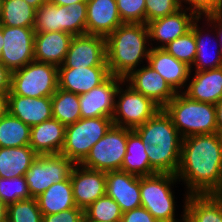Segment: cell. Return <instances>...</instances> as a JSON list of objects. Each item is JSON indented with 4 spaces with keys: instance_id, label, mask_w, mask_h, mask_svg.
<instances>
[{
    "instance_id": "6da1fadb",
    "label": "cell",
    "mask_w": 222,
    "mask_h": 222,
    "mask_svg": "<svg viewBox=\"0 0 222 222\" xmlns=\"http://www.w3.org/2000/svg\"><path fill=\"white\" fill-rule=\"evenodd\" d=\"M176 176L189 194H222V135L219 133L182 138ZM186 182V183H185Z\"/></svg>"
},
{
    "instance_id": "7a4b0ae2",
    "label": "cell",
    "mask_w": 222,
    "mask_h": 222,
    "mask_svg": "<svg viewBox=\"0 0 222 222\" xmlns=\"http://www.w3.org/2000/svg\"><path fill=\"white\" fill-rule=\"evenodd\" d=\"M147 24L122 23L106 38L107 66L111 75L125 78L149 57ZM148 43V44H147ZM147 45V46H146Z\"/></svg>"
},
{
    "instance_id": "3957f363",
    "label": "cell",
    "mask_w": 222,
    "mask_h": 222,
    "mask_svg": "<svg viewBox=\"0 0 222 222\" xmlns=\"http://www.w3.org/2000/svg\"><path fill=\"white\" fill-rule=\"evenodd\" d=\"M182 138L217 133L215 105L176 93L163 108Z\"/></svg>"
},
{
    "instance_id": "277c9868",
    "label": "cell",
    "mask_w": 222,
    "mask_h": 222,
    "mask_svg": "<svg viewBox=\"0 0 222 222\" xmlns=\"http://www.w3.org/2000/svg\"><path fill=\"white\" fill-rule=\"evenodd\" d=\"M176 174L156 173L140 176L141 206L147 209L158 222H185V202L181 221L175 219V195L172 187Z\"/></svg>"
},
{
    "instance_id": "5b68a950",
    "label": "cell",
    "mask_w": 222,
    "mask_h": 222,
    "mask_svg": "<svg viewBox=\"0 0 222 222\" xmlns=\"http://www.w3.org/2000/svg\"><path fill=\"white\" fill-rule=\"evenodd\" d=\"M86 11V2L60 6L46 1L36 10L34 32L63 31L73 36L86 34Z\"/></svg>"
},
{
    "instance_id": "8992f818",
    "label": "cell",
    "mask_w": 222,
    "mask_h": 222,
    "mask_svg": "<svg viewBox=\"0 0 222 222\" xmlns=\"http://www.w3.org/2000/svg\"><path fill=\"white\" fill-rule=\"evenodd\" d=\"M58 89V67L32 61L12 72L11 90L7 95L31 98L51 97Z\"/></svg>"
},
{
    "instance_id": "52a82bcc",
    "label": "cell",
    "mask_w": 222,
    "mask_h": 222,
    "mask_svg": "<svg viewBox=\"0 0 222 222\" xmlns=\"http://www.w3.org/2000/svg\"><path fill=\"white\" fill-rule=\"evenodd\" d=\"M113 125L112 118H81L66 126L61 154L80 164L89 154L92 146L100 140Z\"/></svg>"
},
{
    "instance_id": "ba28073f",
    "label": "cell",
    "mask_w": 222,
    "mask_h": 222,
    "mask_svg": "<svg viewBox=\"0 0 222 222\" xmlns=\"http://www.w3.org/2000/svg\"><path fill=\"white\" fill-rule=\"evenodd\" d=\"M126 145L127 128L112 125L80 164L85 168L104 172L121 170Z\"/></svg>"
},
{
    "instance_id": "9c48e42d",
    "label": "cell",
    "mask_w": 222,
    "mask_h": 222,
    "mask_svg": "<svg viewBox=\"0 0 222 222\" xmlns=\"http://www.w3.org/2000/svg\"><path fill=\"white\" fill-rule=\"evenodd\" d=\"M74 166L75 163L61 153L38 155L25 174L31 197L37 198L53 183L68 179Z\"/></svg>"
},
{
    "instance_id": "30bf717a",
    "label": "cell",
    "mask_w": 222,
    "mask_h": 222,
    "mask_svg": "<svg viewBox=\"0 0 222 222\" xmlns=\"http://www.w3.org/2000/svg\"><path fill=\"white\" fill-rule=\"evenodd\" d=\"M121 84L116 94L113 125L134 130L152 118L161 108L150 98Z\"/></svg>"
},
{
    "instance_id": "8fae6325",
    "label": "cell",
    "mask_w": 222,
    "mask_h": 222,
    "mask_svg": "<svg viewBox=\"0 0 222 222\" xmlns=\"http://www.w3.org/2000/svg\"><path fill=\"white\" fill-rule=\"evenodd\" d=\"M33 27L3 26V42L0 61L12 73L34 61Z\"/></svg>"
},
{
    "instance_id": "7c38bea8",
    "label": "cell",
    "mask_w": 222,
    "mask_h": 222,
    "mask_svg": "<svg viewBox=\"0 0 222 222\" xmlns=\"http://www.w3.org/2000/svg\"><path fill=\"white\" fill-rule=\"evenodd\" d=\"M124 78L111 75L98 87L79 95L81 118H112L115 111L116 94Z\"/></svg>"
},
{
    "instance_id": "4fadbf2b",
    "label": "cell",
    "mask_w": 222,
    "mask_h": 222,
    "mask_svg": "<svg viewBox=\"0 0 222 222\" xmlns=\"http://www.w3.org/2000/svg\"><path fill=\"white\" fill-rule=\"evenodd\" d=\"M63 65L67 68L107 66L106 38L92 34L74 36Z\"/></svg>"
},
{
    "instance_id": "5bb4252c",
    "label": "cell",
    "mask_w": 222,
    "mask_h": 222,
    "mask_svg": "<svg viewBox=\"0 0 222 222\" xmlns=\"http://www.w3.org/2000/svg\"><path fill=\"white\" fill-rule=\"evenodd\" d=\"M124 82L134 91L150 98L161 109L176 95L165 79L148 64L131 71Z\"/></svg>"
},
{
    "instance_id": "9a60e30c",
    "label": "cell",
    "mask_w": 222,
    "mask_h": 222,
    "mask_svg": "<svg viewBox=\"0 0 222 222\" xmlns=\"http://www.w3.org/2000/svg\"><path fill=\"white\" fill-rule=\"evenodd\" d=\"M70 179L74 201L77 207L85 210L99 197L106 195V172L93 170L75 164Z\"/></svg>"
},
{
    "instance_id": "2e32d148",
    "label": "cell",
    "mask_w": 222,
    "mask_h": 222,
    "mask_svg": "<svg viewBox=\"0 0 222 222\" xmlns=\"http://www.w3.org/2000/svg\"><path fill=\"white\" fill-rule=\"evenodd\" d=\"M111 76L108 66L81 68L58 67V88L81 95L98 87Z\"/></svg>"
},
{
    "instance_id": "e0dca14e",
    "label": "cell",
    "mask_w": 222,
    "mask_h": 222,
    "mask_svg": "<svg viewBox=\"0 0 222 222\" xmlns=\"http://www.w3.org/2000/svg\"><path fill=\"white\" fill-rule=\"evenodd\" d=\"M106 195L119 204L123 213L141 207L140 176L122 170L106 172Z\"/></svg>"
},
{
    "instance_id": "ac0fdd59",
    "label": "cell",
    "mask_w": 222,
    "mask_h": 222,
    "mask_svg": "<svg viewBox=\"0 0 222 222\" xmlns=\"http://www.w3.org/2000/svg\"><path fill=\"white\" fill-rule=\"evenodd\" d=\"M181 8L177 12L163 18L153 20L147 24L150 41H158L154 47L150 42V48H163L168 43L184 35L191 29L193 22L198 18L193 12ZM158 45V46H157Z\"/></svg>"
},
{
    "instance_id": "d6986e66",
    "label": "cell",
    "mask_w": 222,
    "mask_h": 222,
    "mask_svg": "<svg viewBox=\"0 0 222 222\" xmlns=\"http://www.w3.org/2000/svg\"><path fill=\"white\" fill-rule=\"evenodd\" d=\"M134 131L146 146L159 144L163 147H181L182 144V137L163 109Z\"/></svg>"
},
{
    "instance_id": "ffe728a7",
    "label": "cell",
    "mask_w": 222,
    "mask_h": 222,
    "mask_svg": "<svg viewBox=\"0 0 222 222\" xmlns=\"http://www.w3.org/2000/svg\"><path fill=\"white\" fill-rule=\"evenodd\" d=\"M147 64L157 71L176 93H181L190 80L191 69L163 48H151Z\"/></svg>"
},
{
    "instance_id": "44dd1931",
    "label": "cell",
    "mask_w": 222,
    "mask_h": 222,
    "mask_svg": "<svg viewBox=\"0 0 222 222\" xmlns=\"http://www.w3.org/2000/svg\"><path fill=\"white\" fill-rule=\"evenodd\" d=\"M86 34L107 38L123 22L116 0H87Z\"/></svg>"
},
{
    "instance_id": "7402d4cb",
    "label": "cell",
    "mask_w": 222,
    "mask_h": 222,
    "mask_svg": "<svg viewBox=\"0 0 222 222\" xmlns=\"http://www.w3.org/2000/svg\"><path fill=\"white\" fill-rule=\"evenodd\" d=\"M73 37L63 31L35 33L34 61L57 67L63 65Z\"/></svg>"
},
{
    "instance_id": "603a6c76",
    "label": "cell",
    "mask_w": 222,
    "mask_h": 222,
    "mask_svg": "<svg viewBox=\"0 0 222 222\" xmlns=\"http://www.w3.org/2000/svg\"><path fill=\"white\" fill-rule=\"evenodd\" d=\"M8 113L32 127L53 118L51 97L7 95Z\"/></svg>"
},
{
    "instance_id": "cb8c5ba5",
    "label": "cell",
    "mask_w": 222,
    "mask_h": 222,
    "mask_svg": "<svg viewBox=\"0 0 222 222\" xmlns=\"http://www.w3.org/2000/svg\"><path fill=\"white\" fill-rule=\"evenodd\" d=\"M66 126L51 118L31 127L29 145L38 155L59 154L65 140Z\"/></svg>"
},
{
    "instance_id": "d4e9b609",
    "label": "cell",
    "mask_w": 222,
    "mask_h": 222,
    "mask_svg": "<svg viewBox=\"0 0 222 222\" xmlns=\"http://www.w3.org/2000/svg\"><path fill=\"white\" fill-rule=\"evenodd\" d=\"M192 80L182 91L188 98L204 103L215 104L222 99V67L195 71Z\"/></svg>"
},
{
    "instance_id": "484cf974",
    "label": "cell",
    "mask_w": 222,
    "mask_h": 222,
    "mask_svg": "<svg viewBox=\"0 0 222 222\" xmlns=\"http://www.w3.org/2000/svg\"><path fill=\"white\" fill-rule=\"evenodd\" d=\"M185 222H222V194L186 195Z\"/></svg>"
},
{
    "instance_id": "4316f807",
    "label": "cell",
    "mask_w": 222,
    "mask_h": 222,
    "mask_svg": "<svg viewBox=\"0 0 222 222\" xmlns=\"http://www.w3.org/2000/svg\"><path fill=\"white\" fill-rule=\"evenodd\" d=\"M38 154L30 145L0 147V178L25 176Z\"/></svg>"
},
{
    "instance_id": "83f0119b",
    "label": "cell",
    "mask_w": 222,
    "mask_h": 222,
    "mask_svg": "<svg viewBox=\"0 0 222 222\" xmlns=\"http://www.w3.org/2000/svg\"><path fill=\"white\" fill-rule=\"evenodd\" d=\"M147 146L142 142L140 136L127 128L126 154L121 170L137 176H150L157 172L150 166L146 153Z\"/></svg>"
},
{
    "instance_id": "f1b7e54d",
    "label": "cell",
    "mask_w": 222,
    "mask_h": 222,
    "mask_svg": "<svg viewBox=\"0 0 222 222\" xmlns=\"http://www.w3.org/2000/svg\"><path fill=\"white\" fill-rule=\"evenodd\" d=\"M36 199L43 215L60 213L77 207L70 177L62 182L53 183Z\"/></svg>"
},
{
    "instance_id": "f546056e",
    "label": "cell",
    "mask_w": 222,
    "mask_h": 222,
    "mask_svg": "<svg viewBox=\"0 0 222 222\" xmlns=\"http://www.w3.org/2000/svg\"><path fill=\"white\" fill-rule=\"evenodd\" d=\"M200 19L203 20L204 18L198 17L191 26L193 28L197 49L196 58L193 65L190 67L191 72L193 70L192 68L195 69L194 71H204L222 67L220 47H218L219 42L216 41L217 45L214 47L215 52L211 55L209 48H207L210 45V38H208L209 34H205V30L203 31L201 27L199 28L198 22H200ZM203 33L205 36H203Z\"/></svg>"
},
{
    "instance_id": "4dcf8cb0",
    "label": "cell",
    "mask_w": 222,
    "mask_h": 222,
    "mask_svg": "<svg viewBox=\"0 0 222 222\" xmlns=\"http://www.w3.org/2000/svg\"><path fill=\"white\" fill-rule=\"evenodd\" d=\"M36 9L25 0H2L0 25L33 27Z\"/></svg>"
},
{
    "instance_id": "1f68e13d",
    "label": "cell",
    "mask_w": 222,
    "mask_h": 222,
    "mask_svg": "<svg viewBox=\"0 0 222 222\" xmlns=\"http://www.w3.org/2000/svg\"><path fill=\"white\" fill-rule=\"evenodd\" d=\"M52 115L65 126L81 119L79 95L60 88L51 96Z\"/></svg>"
},
{
    "instance_id": "d6a6232c",
    "label": "cell",
    "mask_w": 222,
    "mask_h": 222,
    "mask_svg": "<svg viewBox=\"0 0 222 222\" xmlns=\"http://www.w3.org/2000/svg\"><path fill=\"white\" fill-rule=\"evenodd\" d=\"M31 127L8 112L0 118V147H22L30 143Z\"/></svg>"
},
{
    "instance_id": "836d02e7",
    "label": "cell",
    "mask_w": 222,
    "mask_h": 222,
    "mask_svg": "<svg viewBox=\"0 0 222 222\" xmlns=\"http://www.w3.org/2000/svg\"><path fill=\"white\" fill-rule=\"evenodd\" d=\"M150 166L157 173L176 174L180 165L181 147L147 145Z\"/></svg>"
},
{
    "instance_id": "e575fe53",
    "label": "cell",
    "mask_w": 222,
    "mask_h": 222,
    "mask_svg": "<svg viewBox=\"0 0 222 222\" xmlns=\"http://www.w3.org/2000/svg\"><path fill=\"white\" fill-rule=\"evenodd\" d=\"M122 210L111 197L104 195L84 210L85 222H121Z\"/></svg>"
},
{
    "instance_id": "d590c367",
    "label": "cell",
    "mask_w": 222,
    "mask_h": 222,
    "mask_svg": "<svg viewBox=\"0 0 222 222\" xmlns=\"http://www.w3.org/2000/svg\"><path fill=\"white\" fill-rule=\"evenodd\" d=\"M163 49L177 60L182 61L191 67L197 53L193 28L191 27V29L184 35L168 43Z\"/></svg>"
},
{
    "instance_id": "8d00e7d4",
    "label": "cell",
    "mask_w": 222,
    "mask_h": 222,
    "mask_svg": "<svg viewBox=\"0 0 222 222\" xmlns=\"http://www.w3.org/2000/svg\"><path fill=\"white\" fill-rule=\"evenodd\" d=\"M42 217L36 198L20 200L7 206V222H42Z\"/></svg>"
},
{
    "instance_id": "74e56055",
    "label": "cell",
    "mask_w": 222,
    "mask_h": 222,
    "mask_svg": "<svg viewBox=\"0 0 222 222\" xmlns=\"http://www.w3.org/2000/svg\"><path fill=\"white\" fill-rule=\"evenodd\" d=\"M0 198L7 206L20 200L32 198L25 176L0 178Z\"/></svg>"
},
{
    "instance_id": "f35d334b",
    "label": "cell",
    "mask_w": 222,
    "mask_h": 222,
    "mask_svg": "<svg viewBox=\"0 0 222 222\" xmlns=\"http://www.w3.org/2000/svg\"><path fill=\"white\" fill-rule=\"evenodd\" d=\"M123 23L145 24V0H116Z\"/></svg>"
},
{
    "instance_id": "ab89813d",
    "label": "cell",
    "mask_w": 222,
    "mask_h": 222,
    "mask_svg": "<svg viewBox=\"0 0 222 222\" xmlns=\"http://www.w3.org/2000/svg\"><path fill=\"white\" fill-rule=\"evenodd\" d=\"M145 24L181 9L179 0H145Z\"/></svg>"
},
{
    "instance_id": "60d3db41",
    "label": "cell",
    "mask_w": 222,
    "mask_h": 222,
    "mask_svg": "<svg viewBox=\"0 0 222 222\" xmlns=\"http://www.w3.org/2000/svg\"><path fill=\"white\" fill-rule=\"evenodd\" d=\"M179 3L181 8H185V3L190 5L186 9L197 17L222 13V0H179Z\"/></svg>"
},
{
    "instance_id": "b9f144b4",
    "label": "cell",
    "mask_w": 222,
    "mask_h": 222,
    "mask_svg": "<svg viewBox=\"0 0 222 222\" xmlns=\"http://www.w3.org/2000/svg\"><path fill=\"white\" fill-rule=\"evenodd\" d=\"M42 222H85L84 210L75 207L60 213L43 215Z\"/></svg>"
},
{
    "instance_id": "7bdbcfd3",
    "label": "cell",
    "mask_w": 222,
    "mask_h": 222,
    "mask_svg": "<svg viewBox=\"0 0 222 222\" xmlns=\"http://www.w3.org/2000/svg\"><path fill=\"white\" fill-rule=\"evenodd\" d=\"M121 222H158L144 207L135 208L122 214Z\"/></svg>"
},
{
    "instance_id": "ee69618b",
    "label": "cell",
    "mask_w": 222,
    "mask_h": 222,
    "mask_svg": "<svg viewBox=\"0 0 222 222\" xmlns=\"http://www.w3.org/2000/svg\"><path fill=\"white\" fill-rule=\"evenodd\" d=\"M205 17V21H207V25L211 27L210 32L212 29L216 32L217 37L215 41L219 39V47L221 53V61H222V13L217 14H210Z\"/></svg>"
},
{
    "instance_id": "f6af8a7d",
    "label": "cell",
    "mask_w": 222,
    "mask_h": 222,
    "mask_svg": "<svg viewBox=\"0 0 222 222\" xmlns=\"http://www.w3.org/2000/svg\"><path fill=\"white\" fill-rule=\"evenodd\" d=\"M11 72L0 61V93L8 94L11 90Z\"/></svg>"
},
{
    "instance_id": "bcb514c9",
    "label": "cell",
    "mask_w": 222,
    "mask_h": 222,
    "mask_svg": "<svg viewBox=\"0 0 222 222\" xmlns=\"http://www.w3.org/2000/svg\"><path fill=\"white\" fill-rule=\"evenodd\" d=\"M214 105L216 110L217 133L222 135V99Z\"/></svg>"
},
{
    "instance_id": "7dc6e473",
    "label": "cell",
    "mask_w": 222,
    "mask_h": 222,
    "mask_svg": "<svg viewBox=\"0 0 222 222\" xmlns=\"http://www.w3.org/2000/svg\"><path fill=\"white\" fill-rule=\"evenodd\" d=\"M8 112L7 94L0 93V118Z\"/></svg>"
},
{
    "instance_id": "c3c4849f",
    "label": "cell",
    "mask_w": 222,
    "mask_h": 222,
    "mask_svg": "<svg viewBox=\"0 0 222 222\" xmlns=\"http://www.w3.org/2000/svg\"><path fill=\"white\" fill-rule=\"evenodd\" d=\"M49 3L60 6H69L77 2H86L87 0H47Z\"/></svg>"
},
{
    "instance_id": "681fc988",
    "label": "cell",
    "mask_w": 222,
    "mask_h": 222,
    "mask_svg": "<svg viewBox=\"0 0 222 222\" xmlns=\"http://www.w3.org/2000/svg\"><path fill=\"white\" fill-rule=\"evenodd\" d=\"M0 222H7V205L0 198Z\"/></svg>"
},
{
    "instance_id": "f907efd6",
    "label": "cell",
    "mask_w": 222,
    "mask_h": 222,
    "mask_svg": "<svg viewBox=\"0 0 222 222\" xmlns=\"http://www.w3.org/2000/svg\"><path fill=\"white\" fill-rule=\"evenodd\" d=\"M25 1L37 10L47 0H25Z\"/></svg>"
},
{
    "instance_id": "816d5d0a",
    "label": "cell",
    "mask_w": 222,
    "mask_h": 222,
    "mask_svg": "<svg viewBox=\"0 0 222 222\" xmlns=\"http://www.w3.org/2000/svg\"><path fill=\"white\" fill-rule=\"evenodd\" d=\"M3 45H4V42H3V25H0V56H1V53H2Z\"/></svg>"
},
{
    "instance_id": "f5cc1de1",
    "label": "cell",
    "mask_w": 222,
    "mask_h": 222,
    "mask_svg": "<svg viewBox=\"0 0 222 222\" xmlns=\"http://www.w3.org/2000/svg\"><path fill=\"white\" fill-rule=\"evenodd\" d=\"M1 6H2V0H0V15H1Z\"/></svg>"
}]
</instances>
